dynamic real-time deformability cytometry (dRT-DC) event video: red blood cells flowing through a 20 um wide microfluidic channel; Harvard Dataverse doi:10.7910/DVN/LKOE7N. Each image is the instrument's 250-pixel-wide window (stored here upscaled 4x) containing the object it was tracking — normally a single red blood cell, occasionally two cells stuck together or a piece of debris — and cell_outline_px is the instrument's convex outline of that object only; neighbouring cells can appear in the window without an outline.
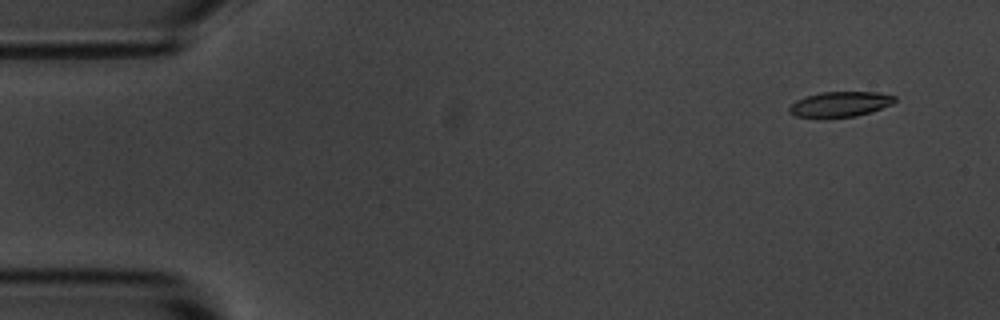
{"species": "common noctule bat (a hibernating species)", "species_latin": "Nyctalus noctula", "temperature_condition": "room temperature", "stored_images_in_passage": 6, "camera_frame_rate_fps": 3000, "um_per_image_px": 0.085, "animal": {"sex": "male", "body_mass_g": 20.1, "forearm_length_mm": 53.5}, "frame": {"image": 1, "passage_image": 2, "time_ms": 1.0, "image_size_px": [1000, 320], "cell_outline_px": [[896, 100], [892, 104], [856, 116], [796, 116], [788, 112], [788, 108], [796, 100], [820, 92], [876, 92], [896, 96]], "centroid_in_image_um": [71.42, 8.83], "position_along_channel_um": 13.6, "area_um2": 14.97}}
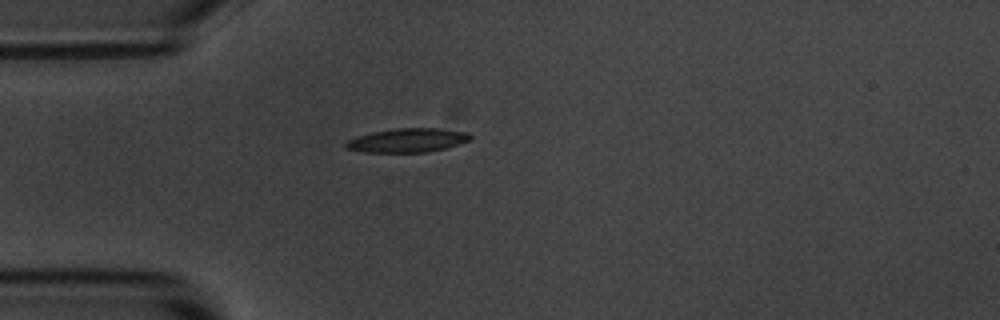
{"frame": {"image": 2, "passage_image": 5, "time_ms": 4.667, "image_size_px": [1000, 320], "cell_outline_px": [[472, 140], [444, 148], [428, 152], [364, 152], [348, 148], [344, 144], [348, 140], [356, 136], [372, 132], [396, 128], [440, 128], [468, 132], [472, 136]], "centroid_in_image_um": [34.67, 11.91], "position_along_channel_um": 50.3, "area_um2": 17.34}}